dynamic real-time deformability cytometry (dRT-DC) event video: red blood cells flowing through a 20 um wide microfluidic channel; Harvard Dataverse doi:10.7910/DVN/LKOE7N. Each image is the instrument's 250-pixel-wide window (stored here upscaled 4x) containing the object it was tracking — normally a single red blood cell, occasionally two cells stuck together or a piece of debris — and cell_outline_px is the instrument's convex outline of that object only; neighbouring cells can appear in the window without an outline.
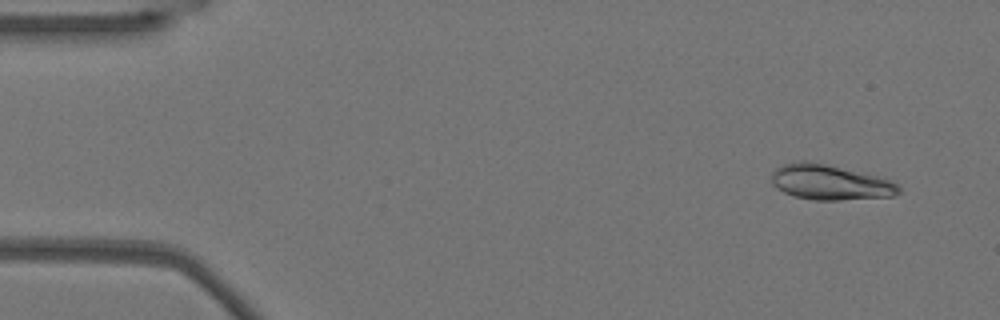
{"species": "Egyptian fruit bat (a non-hibernating species)", "species_latin": "Rousettus aegyptiacus", "temperature_condition": "warm", "stored_images_in_passage": 32, "camera_frame_rate_fps": 3000, "um_per_image_px": 0.085, "animal": {"sex": "female"}, "frame": {"image": 1, "passage_image": 1, "time_ms": 0.0, "image_size_px": [1000, 320], "cell_outline_px": [[900, 192], [896, 196], [840, 200], [812, 200], [792, 196], [776, 188], [772, 184], [772, 172], [776, 168], [784, 164], [800, 160], [808, 160], [884, 176], [896, 184], [900, 188]], "centroid_in_image_um": [70.58, 15.49], "position_along_channel_um": 14.4, "area_um2": 26.65}}
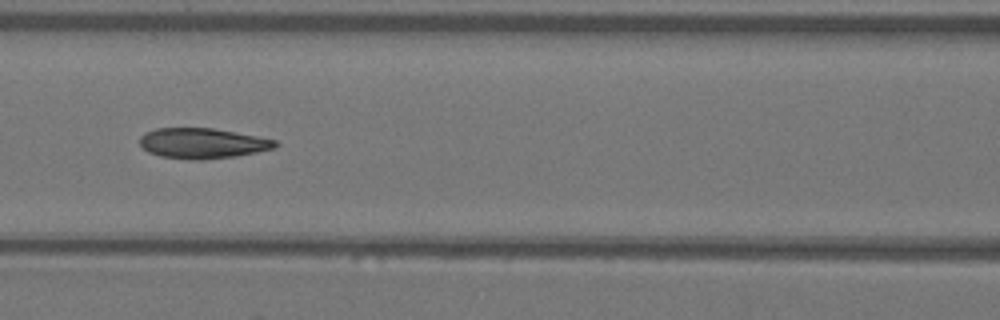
{"frame": {"image": 2, "passage_image": 20, "time_ms": 6.333, "image_size_px": [1000, 320], "cell_outline_px": [[280, 144], [276, 148], [236, 156], [200, 160], [192, 160], [160, 156], [148, 152], [140, 144], [140, 136], [156, 128], [212, 128], [256, 136], [276, 140]], "centroid_in_image_um": [17.23, 12.18], "position_along_channel_um": 149.4, "area_um2": 23.87}}
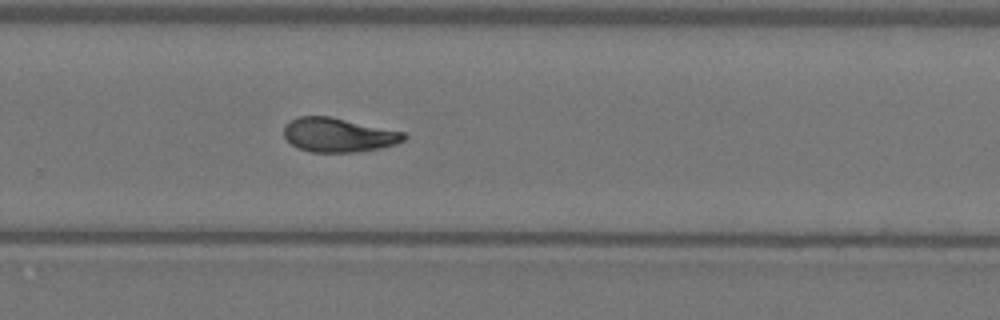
{"frame": {"image": 3, "passage_image": 32, "time_ms": 10.333, "image_size_px": [1000, 320], "cell_outline_px": [[408, 136], [404, 140], [396, 144], [380, 148], [356, 152], [312, 152], [296, 148], [284, 136], [284, 124], [296, 116], [328, 116], [404, 132]], "centroid_in_image_um": [28.74, 11.47], "position_along_channel_um": 301.1, "area_um2": 23.87}}